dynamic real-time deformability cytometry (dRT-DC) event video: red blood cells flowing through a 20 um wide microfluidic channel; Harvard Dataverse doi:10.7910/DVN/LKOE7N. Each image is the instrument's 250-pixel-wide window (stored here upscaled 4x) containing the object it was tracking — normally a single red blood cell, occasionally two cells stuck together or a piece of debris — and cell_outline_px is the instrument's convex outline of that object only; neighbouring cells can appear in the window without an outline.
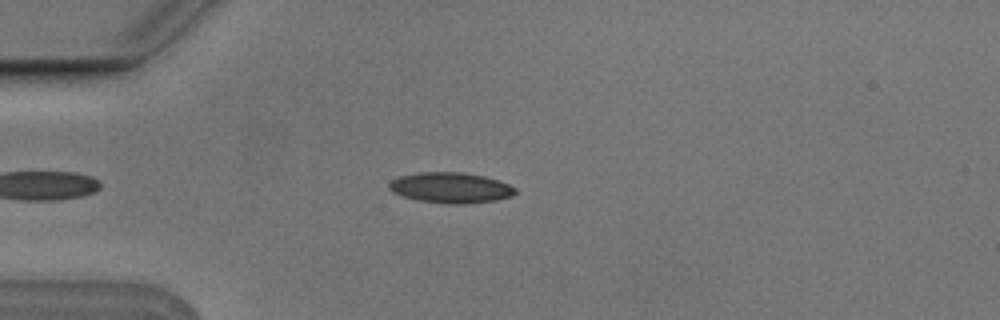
{"species": "Egyptian fruit bat (a non-hibernating species)", "species_latin": "Rousettus aegyptiacus", "temperature_condition": "cold", "stored_images_in_passage": 8, "camera_frame_rate_fps": 3000, "um_per_image_px": 0.085, "animal": {"sex": "male"}, "frame": {"image": 1, "passage_image": 5, "time_ms": 1.333, "image_size_px": [1000, 320], "cell_outline_px": [[516, 192], [512, 196], [496, 200], [468, 204], [448, 204], [416, 200], [392, 192], [388, 188], [388, 184], [392, 180], [400, 176], [420, 172], [460, 172], [484, 176], [508, 184], [516, 188]], "centroid_in_image_um": [38.3, 15.96], "position_along_channel_um": 46.7, "area_um2": 22.48}}
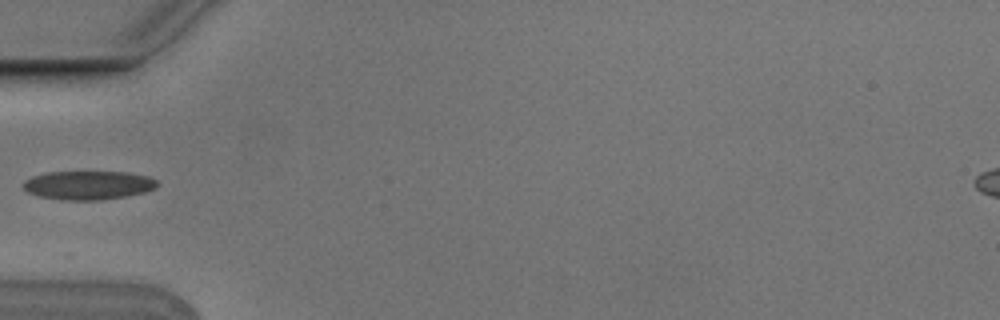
{"frame": {"image": 2, "passage_image": 6, "time_ms": 1.667, "image_size_px": [1000, 320], "cell_outline_px": [[156, 188], [144, 192], [128, 196], [100, 200], [64, 200], [40, 196], [28, 192], [24, 188], [24, 180], [32, 176], [48, 172], [128, 172], [148, 176], [156, 180]], "centroid_in_image_um": [7.51, 15.74], "position_along_channel_um": 77.5, "area_um2": 22.37}}
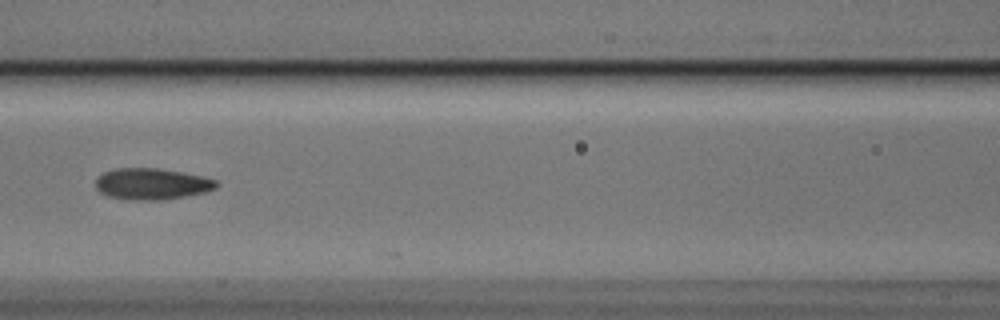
{"frame": {"image": 3, "passage_image": 8, "time_ms": 2.333, "image_size_px": [1000, 320], "cell_outline_px": [[216, 188], [204, 192], [184, 196], [160, 200], [128, 200], [108, 196], [100, 192], [96, 188], [96, 180], [104, 172], [116, 168], [156, 168], [204, 176], [216, 180]], "centroid_in_image_um": [12.88, 15.63], "position_along_channel_um": 153.7, "area_um2": 21.85}}